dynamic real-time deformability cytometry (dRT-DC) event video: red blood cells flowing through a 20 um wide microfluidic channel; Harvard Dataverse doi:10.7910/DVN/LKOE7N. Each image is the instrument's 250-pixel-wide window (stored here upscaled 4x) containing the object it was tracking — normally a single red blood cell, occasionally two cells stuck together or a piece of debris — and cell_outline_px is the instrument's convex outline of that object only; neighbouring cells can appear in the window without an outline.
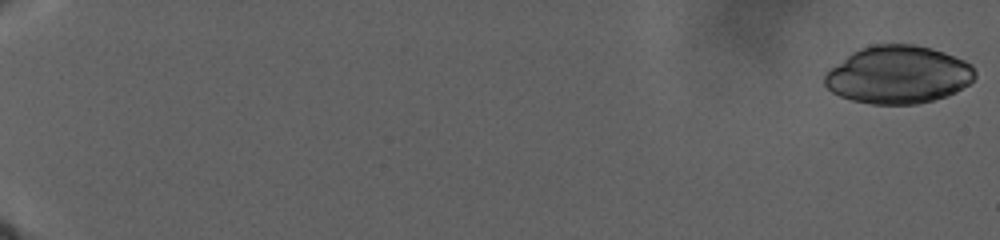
{"species": "human", "species_latin": "Homo sapiens", "temperature_condition": "warm", "stored_images_in_passage": 75, "camera_frame_rate_fps": 3000, "um_per_image_px": 0.085, "donor": {"sex": "male"}, "frame": {"image": 1, "passage_image": 1, "time_ms": 0.0, "image_size_px": [1000, 240], "cell_outline_px": [[976, 76], [968, 84], [956, 92], [948, 96], [916, 104], [872, 104], [852, 100], [840, 96], [832, 92], [824, 84], [824, 72], [852, 52], [860, 48], [872, 44], [912, 44], [932, 48], [944, 52], [964, 60], [972, 64], [976, 72]], "centroid_in_image_um": [76.34, 6.35], "position_along_channel_um": 8.7, "area_um2": 50.86}}
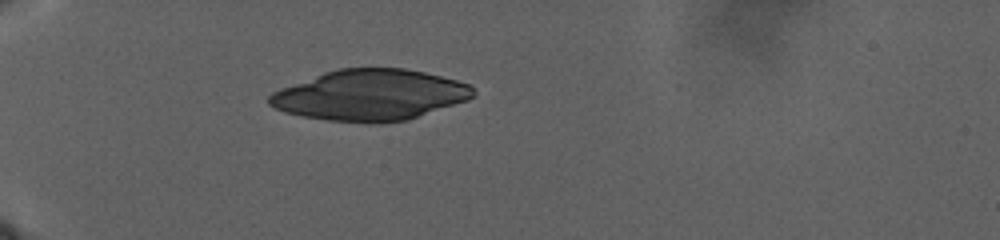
{"frame": {"image": 2, "passage_image": 32, "time_ms": 14.667, "image_size_px": [1000, 240], "cell_outline_px": [[476, 96], [468, 100], [408, 120], [380, 124], [368, 124], [328, 120], [300, 116], [284, 112], [268, 104], [268, 96], [272, 92], [280, 88], [324, 72], [340, 68], [404, 68], [424, 72], [472, 84], [476, 92]], "centroid_in_image_um": [31.48, 8.09], "position_along_channel_um": 53.5, "area_um2": 60.98}}